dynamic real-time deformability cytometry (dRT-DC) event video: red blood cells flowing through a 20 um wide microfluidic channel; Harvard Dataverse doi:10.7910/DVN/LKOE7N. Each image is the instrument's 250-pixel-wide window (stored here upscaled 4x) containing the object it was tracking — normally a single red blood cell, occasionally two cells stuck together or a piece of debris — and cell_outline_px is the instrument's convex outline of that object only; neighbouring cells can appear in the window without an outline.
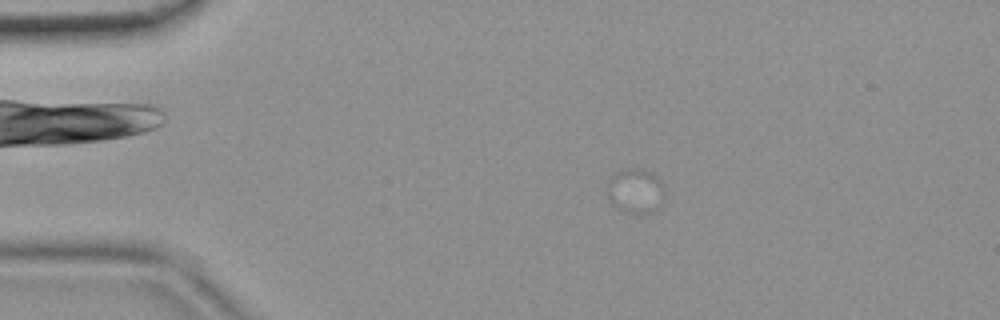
{"species": "common noctule bat (a hibernating species)", "species_latin": "Nyctalus noctula", "temperature_condition": "room temperature", "stored_images_in_passage": 20, "camera_frame_rate_fps": 3000, "um_per_image_px": 0.085, "animal": {"sex": "female", "body_mass_g": 19.9}, "frame": {"image": 1, "passage_image": 10, "time_ms": 3.0, "image_size_px": [1000, 320], "cell_outline_px": [[664, 192], [660, 204], [652, 212], [628, 212], [616, 208], [608, 200], [604, 188], [608, 180], [612, 176], [628, 168], [632, 168], [648, 172], [656, 176], [664, 184]], "centroid_in_image_um": [53.96, 16.23], "position_along_channel_um": 31.0, "area_um2": 14.8}}